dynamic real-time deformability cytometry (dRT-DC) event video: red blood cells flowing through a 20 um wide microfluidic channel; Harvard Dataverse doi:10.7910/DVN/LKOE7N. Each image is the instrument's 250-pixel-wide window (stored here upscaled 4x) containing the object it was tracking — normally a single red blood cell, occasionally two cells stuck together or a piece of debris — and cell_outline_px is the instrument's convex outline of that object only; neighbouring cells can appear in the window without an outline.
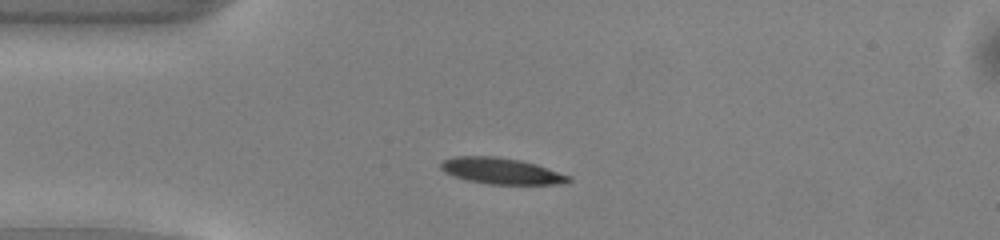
{"species": "common noctule bat (a hibernating species)", "species_latin": "Nyctalus noctula", "temperature_condition": "warm", "stored_images_in_passage": 46, "camera_frame_rate_fps": 3000, "um_per_image_px": 0.085, "animal": {"sex": "male", "body_mass_g": 13.0, "forearm_length_mm": 53.1}, "frame": {"image": 1, "passage_image": 8, "time_ms": 2.333, "image_size_px": [1000, 240], "cell_outline_px": [[572, 180], [556, 184], [488, 184], [468, 180], [444, 172], [440, 168], [440, 164], [444, 160], [456, 156], [496, 156], [520, 160], [536, 164], [572, 176]], "centroid_in_image_um": [42.62, 14.53], "position_along_channel_um": 42.4, "area_um2": 19.36}}
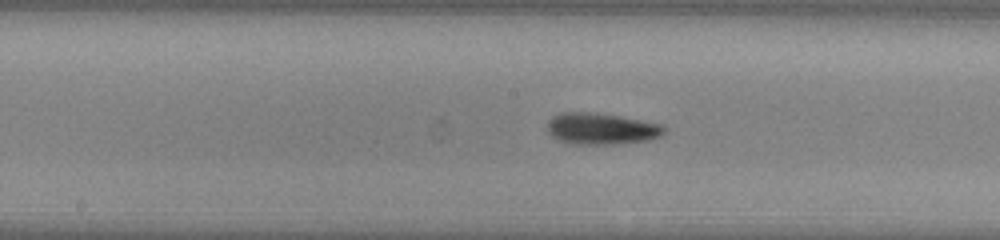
{"frame": {"image": 2, "passage_image": 21, "time_ms": 6.667, "image_size_px": [1000, 240], "cell_outline_px": [[664, 132], [660, 136], [648, 140], [612, 144], [576, 144], [560, 140], [552, 136], [548, 132], [548, 120], [564, 112], [592, 112], [620, 116], [660, 124], [664, 128]], "centroid_in_image_um": [51.1, 10.94], "position_along_channel_um": 197.1, "area_um2": 21.04}}
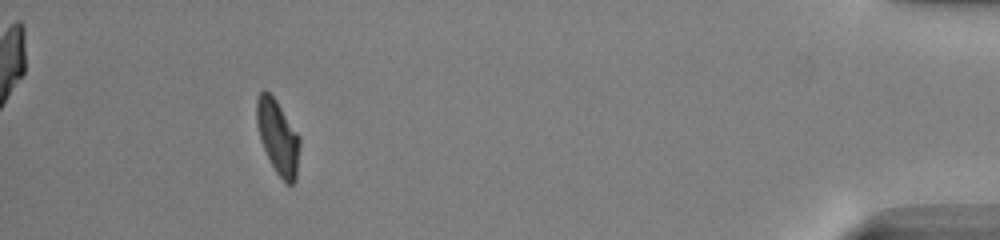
{"frame": {"image": 3, "passage_image": 42, "time_ms": 13.667, "image_size_px": [1000, 240], "cell_outline_px": [[300, 144], [296, 180], [292, 184], [288, 184], [276, 172], [264, 148], [256, 124], [256, 100], [260, 92], [264, 88], [276, 100], [300, 136]], "centroid_in_image_um": [23.62, 11.62], "position_along_channel_um": 411.6, "area_um2": 18.44}, "authors_computed_cell_mechanics": {"area_um2": 19.3341, "velocity_mm_per_s": 4.0328, "shape_relaxation_time_tau1_ms": 3.4734, "shape_relaxation_time_tau2_ms": 6.1146, "deformation_change_tau1": 0.15, "deformation_change_tau2": 0.1321}}